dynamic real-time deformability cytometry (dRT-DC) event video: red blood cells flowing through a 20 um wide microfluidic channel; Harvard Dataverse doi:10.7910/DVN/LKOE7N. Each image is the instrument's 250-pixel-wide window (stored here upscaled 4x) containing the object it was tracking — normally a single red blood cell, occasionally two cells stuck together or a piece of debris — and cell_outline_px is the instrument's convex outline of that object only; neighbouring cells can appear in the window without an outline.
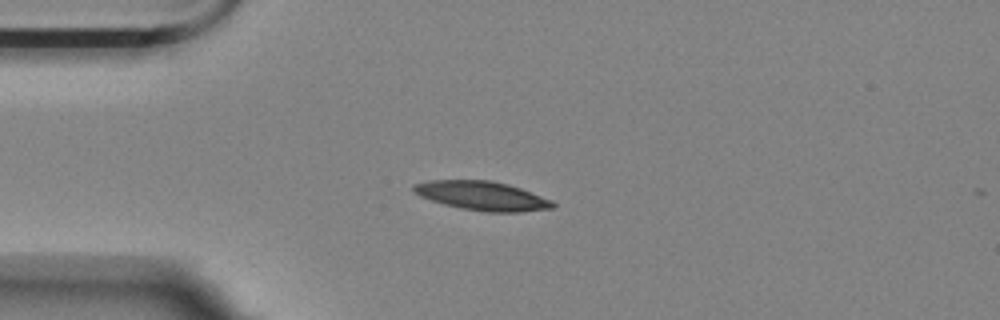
{"species": "Egyptian fruit bat (a non-hibernating species)", "species_latin": "Rousettus aegyptiacus", "temperature_condition": "room temperature", "stored_images_in_passage": 43, "camera_frame_rate_fps": 3000, "um_per_image_px": 0.085, "animal": {"sex": "female"}, "frame": {"image": 1, "passage_image": 1, "time_ms": 0.0, "image_size_px": [1000, 320], "cell_outline_px": [[556, 204], [552, 208], [520, 212], [484, 212], [460, 208], [444, 204], [420, 196], [412, 192], [412, 184], [428, 180], [488, 180], [508, 184], [520, 188], [552, 200]], "centroid_in_image_um": [40.94, 16.64], "position_along_channel_um": 44.1, "area_um2": 23.58}}
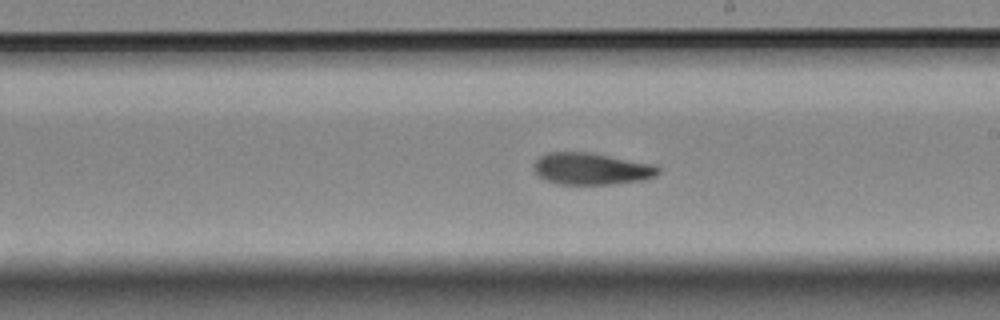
{"frame": {"image": 2, "passage_image": 19, "time_ms": 6.0, "image_size_px": [1000, 320], "cell_outline_px": [[660, 172], [656, 176], [644, 180], [616, 184], [556, 184], [544, 180], [532, 168], [532, 164], [544, 152], [592, 152], [656, 164], [660, 168]], "centroid_in_image_um": [50.29, 14.34], "position_along_channel_um": 238.7, "area_um2": 23.64}}
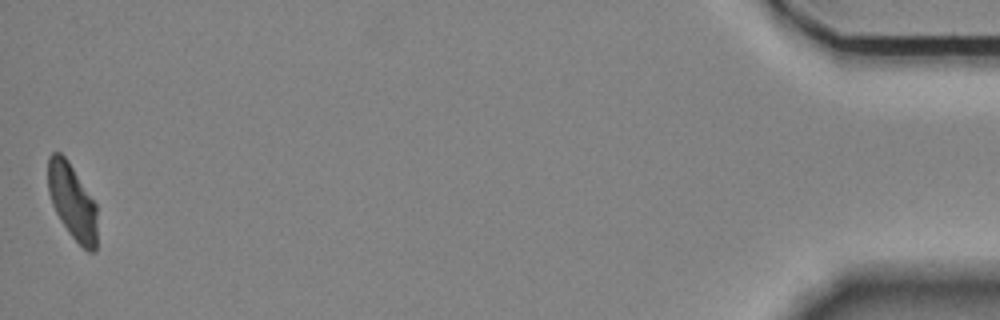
{"frame": {"image": 3, "passage_image": 43, "time_ms": 14.0, "image_size_px": [1000, 320], "cell_outline_px": [[96, 252], [88, 252], [68, 232], [60, 220], [52, 204], [48, 192], [48, 156], [52, 152], [60, 152], [68, 160], [96, 204]], "centroid_in_image_um": [6.13, 17.12], "position_along_channel_um": 429.1, "area_um2": 21.5}, "authors_computed_cell_mechanics": {"area_um2": 23.3512, "velocity_mm_per_s": 3.5309, "shape_relaxation_time_tau1_ms": null, "shape_relaxation_time_tau2_ms": 7.5226, "deformation_change_tau1": null, "deformation_change_tau2": 0.1514}}